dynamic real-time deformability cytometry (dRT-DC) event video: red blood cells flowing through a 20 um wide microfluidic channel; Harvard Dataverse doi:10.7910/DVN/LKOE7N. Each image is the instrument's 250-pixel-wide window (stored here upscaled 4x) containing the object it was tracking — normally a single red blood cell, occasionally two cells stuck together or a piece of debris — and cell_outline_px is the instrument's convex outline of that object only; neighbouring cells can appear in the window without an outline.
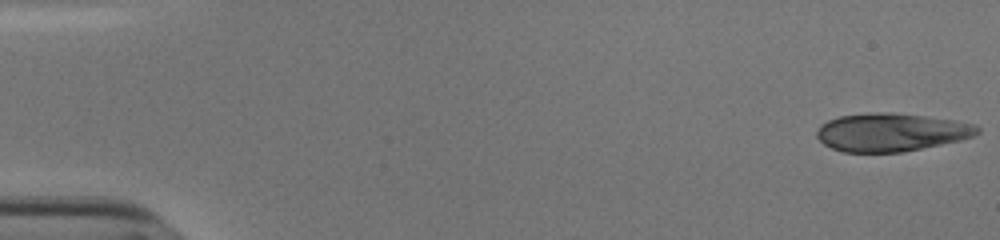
{"species": "human", "species_latin": "Homo sapiens", "temperature_condition": "cold", "stored_images_in_passage": 53, "camera_frame_rate_fps": 3000, "um_per_image_px": 0.085, "donor": {"sex": "male"}, "frame": {"image": 1, "passage_image": 1, "time_ms": 0.0, "image_size_px": [1000, 240], "cell_outline_px": [[980, 132], [976, 136], [960, 140], [900, 152], [844, 152], [832, 148], [824, 144], [816, 136], [816, 132], [820, 124], [828, 120], [840, 116], [880, 112], [888, 112], [924, 116], [952, 120], [976, 124], [980, 128]], "centroid_in_image_um": [75.75, 11.24], "position_along_channel_um": 9.2, "area_um2": 35.43}}
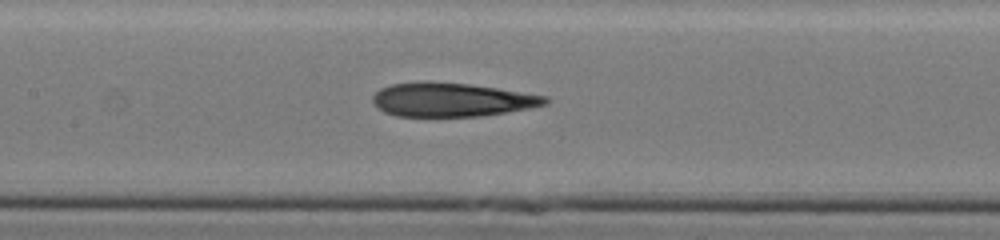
{"frame": {"image": 2, "passage_image": 26, "time_ms": 8.333, "image_size_px": [1000, 240], "cell_outline_px": [[548, 104], [532, 108], [480, 116], [396, 116], [384, 112], [376, 108], [372, 104], [372, 96], [380, 88], [392, 84], [424, 80], [428, 80], [468, 84], [496, 88], [548, 96]], "centroid_in_image_um": [38.35, 8.47], "position_along_channel_um": 169.1, "area_um2": 34.33}}
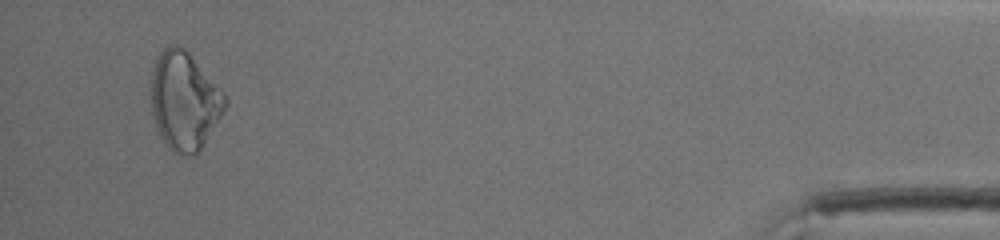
{"frame": {"image": 3, "passage_image": 51, "time_ms": 16.667, "image_size_px": [1000, 240], "cell_outline_px": [[228, 104], [196, 156], [188, 156], [172, 152], [164, 144], [156, 128], [152, 112], [152, 68], [160, 52], [168, 44], [176, 44], [184, 48], [188, 52], [224, 92], [228, 100]], "centroid_in_image_um": [15.67, 8.59], "position_along_channel_um": 419.5, "area_um2": 42.37}, "authors_computed_cell_mechanics": {"area_um2": 35.836, "velocity_mm_per_s": 3.8414, "shape_relaxation_time_tau1_ms": null, "shape_relaxation_time_tau2_ms": 3.7856, "deformation_change_tau1": null, "deformation_change_tau2": 0.1375}}